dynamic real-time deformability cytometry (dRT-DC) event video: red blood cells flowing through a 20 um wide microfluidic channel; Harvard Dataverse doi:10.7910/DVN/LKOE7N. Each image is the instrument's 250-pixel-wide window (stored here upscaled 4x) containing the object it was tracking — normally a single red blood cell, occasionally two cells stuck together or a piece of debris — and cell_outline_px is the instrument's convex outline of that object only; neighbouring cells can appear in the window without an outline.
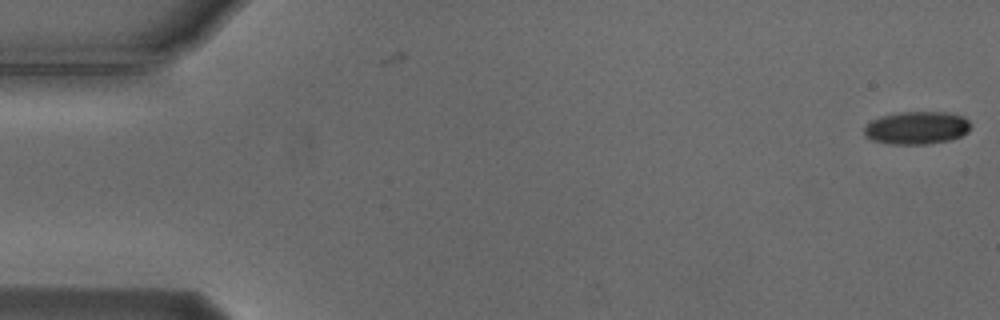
{"species": "Egyptian fruit bat (a non-hibernating species)", "species_latin": "Rousettus aegyptiacus", "temperature_condition": "cold", "stored_images_in_passage": 3, "camera_frame_rate_fps": 3000, "um_per_image_px": 0.085, "animal": {"sex": "male"}, "frame": {"image": 1, "passage_image": 3, "time_ms": 0.667, "image_size_px": [1000, 320], "cell_outline_px": [[972, 124], [968, 132], [952, 140], [928, 144], [892, 144], [872, 140], [864, 136], [864, 128], [872, 120], [880, 116], [904, 112], [948, 112], [964, 116]], "centroid_in_image_um": [77.96, 10.87], "position_along_channel_um": 7.0, "area_um2": 20.52}}